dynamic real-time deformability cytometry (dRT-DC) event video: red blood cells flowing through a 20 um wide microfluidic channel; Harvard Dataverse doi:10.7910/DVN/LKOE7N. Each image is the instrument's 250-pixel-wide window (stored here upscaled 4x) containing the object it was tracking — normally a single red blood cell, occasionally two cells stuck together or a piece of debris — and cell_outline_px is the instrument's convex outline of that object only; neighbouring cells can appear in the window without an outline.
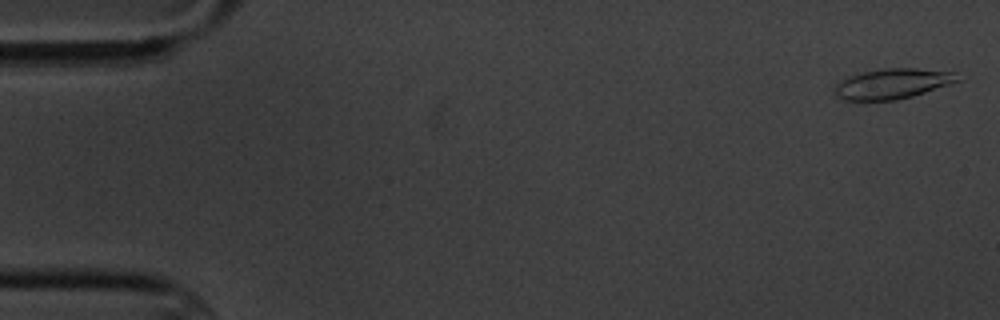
{"species": "common noctule bat (a hibernating species)", "species_latin": "Nyctalus noctula", "temperature_condition": "cold", "stored_images_in_passage": 5, "camera_frame_rate_fps": 3000, "um_per_image_px": 0.085, "animal": {"sex": "male", "body_mass_g": 20.1, "forearm_length_mm": 53.5}, "frame": {"image": 1, "passage_image": 1, "time_ms": 0.0, "image_size_px": [1000, 320], "cell_outline_px": [[960, 80], [912, 96], [896, 100], [844, 100], [836, 96], [832, 88], [840, 80], [848, 76], [864, 72], [884, 68], [916, 68], [956, 72]], "centroid_in_image_um": [75.81, 7.11], "position_along_channel_um": 9.2, "area_um2": 21.56}}